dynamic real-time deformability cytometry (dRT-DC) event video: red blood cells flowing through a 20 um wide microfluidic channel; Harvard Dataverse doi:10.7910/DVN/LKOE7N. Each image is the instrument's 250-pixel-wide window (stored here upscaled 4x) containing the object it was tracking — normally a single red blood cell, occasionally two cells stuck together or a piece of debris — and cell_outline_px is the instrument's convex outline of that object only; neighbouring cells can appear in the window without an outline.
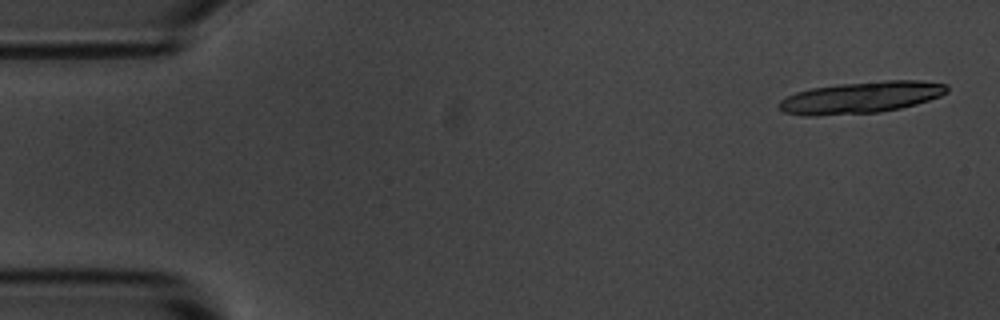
{"species": "common noctule bat (a hibernating species)", "species_latin": "Nyctalus noctula", "temperature_condition": "room temperature", "stored_images_in_passage": 4, "camera_frame_rate_fps": 3000, "um_per_image_px": 0.085, "animal": {"sex": "male", "body_mass_g": 20.1, "forearm_length_mm": 53.5}, "frame": {"image": 1, "passage_image": 1, "time_ms": 0.0, "image_size_px": [1000, 320], "cell_outline_px": [[948, 92], [940, 96], [916, 104], [900, 108], [880, 112], [812, 116], [804, 116], [784, 112], [776, 104], [780, 100], [796, 92], [812, 88], [840, 84], [884, 80], [920, 80], [948, 84]], "centroid_in_image_um": [73.19, 8.28], "position_along_channel_um": 11.8, "area_um2": 31.04}}